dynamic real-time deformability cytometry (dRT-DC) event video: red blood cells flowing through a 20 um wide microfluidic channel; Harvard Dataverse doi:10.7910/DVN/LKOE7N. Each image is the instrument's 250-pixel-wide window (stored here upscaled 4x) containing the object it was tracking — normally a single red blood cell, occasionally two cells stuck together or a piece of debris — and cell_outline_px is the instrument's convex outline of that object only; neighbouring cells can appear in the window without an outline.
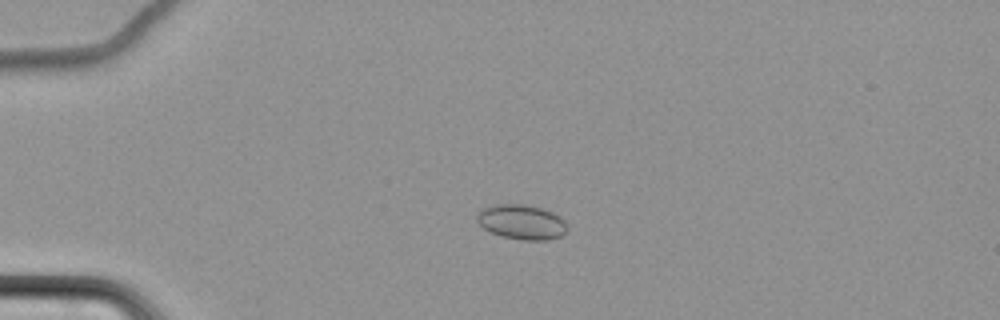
{"species": "common noctule bat (a hibernating species)", "species_latin": "Nyctalus noctula", "temperature_condition": "cold", "stored_images_in_passage": 16, "camera_frame_rate_fps": 3000, "um_per_image_px": 0.085, "animal": {"sex": "female", "body_mass_g": 22.7, "forearm_length_mm": 54.2}, "frame": {"image": 1, "passage_image": 6, "time_ms": 6.0, "image_size_px": [1000, 320], "cell_outline_px": [[568, 228], [560, 236], [548, 240], [524, 240], [500, 236], [484, 228], [476, 220], [476, 216], [480, 208], [496, 204], [524, 204], [540, 208], [552, 212], [560, 216], [564, 220]], "centroid_in_image_um": [44.32, 18.86], "position_along_channel_um": 40.7, "area_um2": 18.32}}
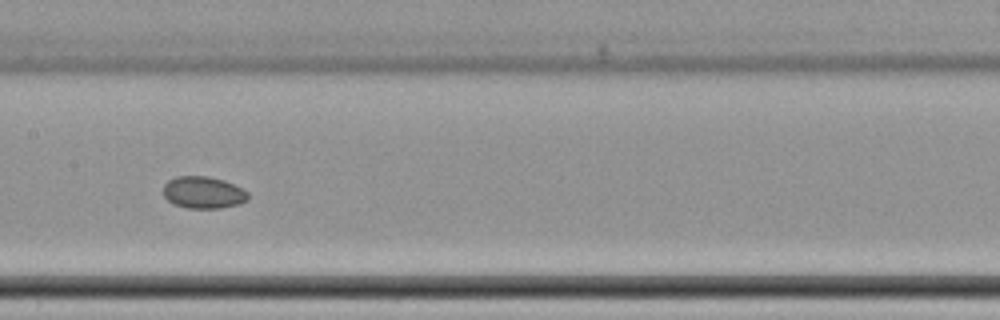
{"frame": {"image": 2, "passage_image": 10, "time_ms": 11.667, "image_size_px": [1000, 320], "cell_outline_px": [[248, 200], [240, 204], [220, 208], [188, 208], [172, 204], [164, 196], [164, 184], [168, 180], [176, 176], [208, 176], [224, 180], [248, 192]], "centroid_in_image_um": [17.27, 16.36], "position_along_channel_um": 190.1, "area_um2": 15.84}}
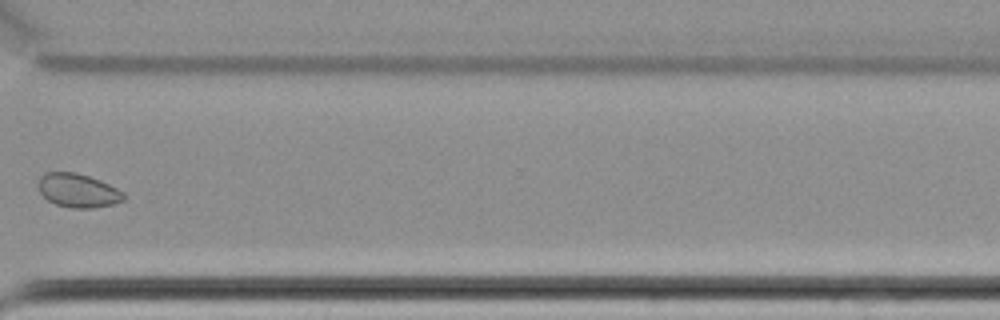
{"frame": {"image": 3, "passage_image": 14, "time_ms": 16.667, "image_size_px": [1000, 320], "cell_outline_px": [[128, 196], [124, 200], [112, 204], [92, 208], [72, 208], [56, 204], [48, 200], [40, 192], [40, 176], [44, 172], [76, 172], [100, 180], [124, 192]], "centroid_in_image_um": [6.66, 16.19], "position_along_channel_um": 363.9, "area_um2": 16.7}}